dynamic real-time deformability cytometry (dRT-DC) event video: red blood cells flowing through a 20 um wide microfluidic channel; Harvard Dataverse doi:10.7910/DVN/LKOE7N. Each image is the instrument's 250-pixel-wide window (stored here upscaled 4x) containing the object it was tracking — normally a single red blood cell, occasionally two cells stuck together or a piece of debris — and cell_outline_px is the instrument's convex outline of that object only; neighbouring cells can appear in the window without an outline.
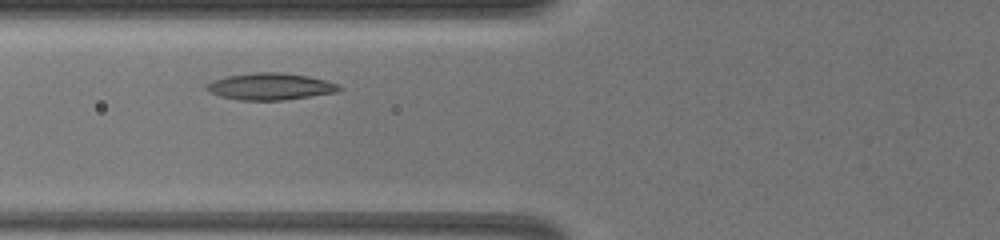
{"species": "common noctule bat (a hibernating species)", "species_latin": "Nyctalus noctula", "temperature_condition": "warm", "stored_images_in_passage": 9, "camera_frame_rate_fps": 3000, "um_per_image_px": 0.085, "animal": {"sex": "female", "body_mass_g": 19.5, "forearm_length_mm": 54.1}, "frame": {"image": 1, "passage_image": 2, "time_ms": 1.0, "image_size_px": [1000, 240], "cell_outline_px": [[344, 88], [336, 92], [280, 100], [240, 100], [220, 96], [204, 88], [204, 84], [212, 80], [228, 76], [256, 72], [280, 72], [308, 76], [340, 84]], "centroid_in_image_um": [22.96, 7.34], "position_along_channel_um": 102.8, "area_um2": 20.58}}
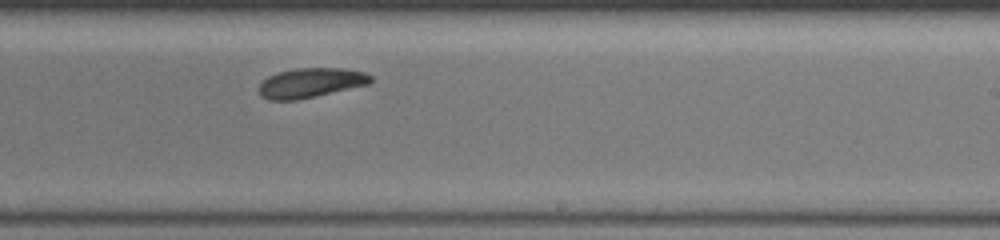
{"frame": {"image": 2, "passage_image": 6, "time_ms": 5.0, "image_size_px": [1000, 240], "cell_outline_px": [[372, 80], [368, 84], [296, 100], [268, 100], [260, 92], [260, 84], [268, 76], [276, 72], [292, 68], [344, 68], [364, 72], [372, 76]], "centroid_in_image_um": [26.4, 7.02], "position_along_channel_um": 262.6, "area_um2": 19.07}}
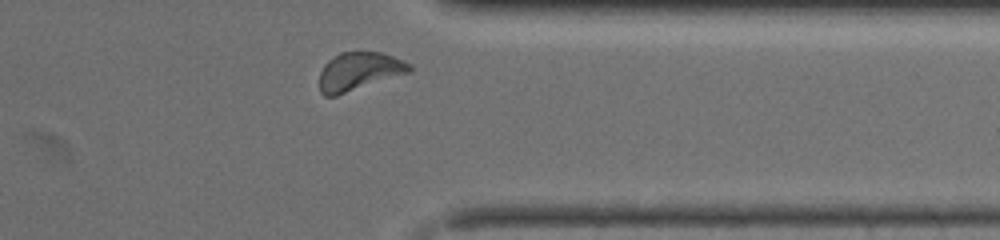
{"frame": {"image": 3, "passage_image": 9, "time_ms": 8.0, "image_size_px": [1000, 240], "cell_outline_px": [[412, 68], [408, 72], [336, 96], [324, 96], [320, 92], [320, 72], [324, 64], [328, 60], [340, 52], [380, 52], [404, 60], [412, 64]], "centroid_in_image_um": [30.49, 6.06], "position_along_channel_um": 380.9, "area_um2": 19.83}}